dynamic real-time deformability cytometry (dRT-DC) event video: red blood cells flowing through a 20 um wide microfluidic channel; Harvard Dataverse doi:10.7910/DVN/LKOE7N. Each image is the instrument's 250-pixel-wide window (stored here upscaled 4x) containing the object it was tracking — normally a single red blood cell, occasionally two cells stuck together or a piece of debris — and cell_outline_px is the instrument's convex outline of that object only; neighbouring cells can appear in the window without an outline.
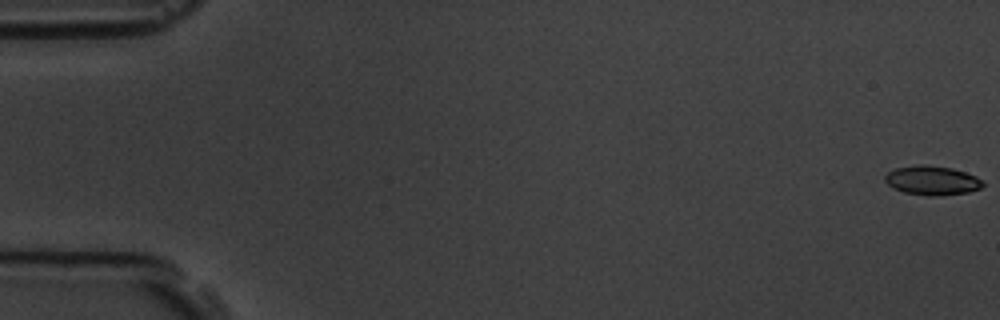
{"species": "common noctule bat (a hibernating species)", "species_latin": "Nyctalus noctula", "temperature_condition": "room temperature", "stored_images_in_passage": 8, "camera_frame_rate_fps": 3000, "um_per_image_px": 0.085, "animal": {"sex": "male", "body_mass_g": 19.5, "forearm_length_mm": 54.6}, "frame": {"image": 1, "passage_image": 1, "time_ms": 0.0, "image_size_px": [1000, 320], "cell_outline_px": [[984, 184], [980, 188], [968, 192], [936, 196], [928, 196], [904, 192], [892, 188], [884, 180], [884, 176], [888, 172], [896, 168], [916, 164], [920, 164], [952, 168], [976, 176]], "centroid_in_image_um": [79.19, 15.34], "position_along_channel_um": 5.8, "area_um2": 16.59}}
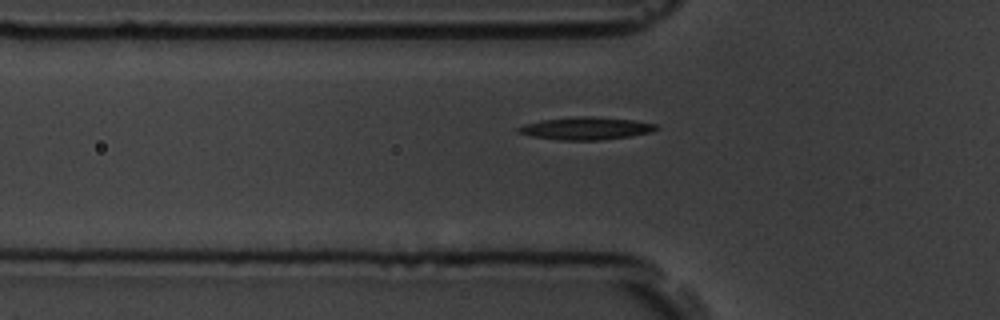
{"frame": {"image": 2, "passage_image": 7, "time_ms": 8.0, "image_size_px": [1000, 320], "cell_outline_px": [[660, 128], [652, 132], [628, 136], [600, 140], [560, 140], [532, 136], [516, 132], [516, 128], [524, 124], [540, 120], [572, 116], [592, 116], [636, 120], [656, 124]], "centroid_in_image_um": [49.79, 10.9], "position_along_channel_um": 76.0, "area_um2": 18.32}}
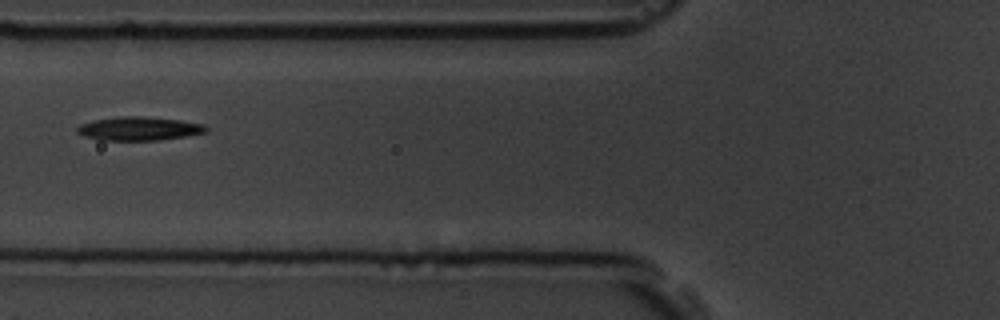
{"frame": {"image": 3, "passage_image": 8, "time_ms": 9.0, "image_size_px": [1000, 320], "cell_outline_px": [[208, 132], [160, 140], [100, 140], [84, 136], [76, 132], [76, 128], [80, 124], [92, 120], [120, 116], [144, 116], [180, 120], [204, 124], [208, 128]], "centroid_in_image_um": [11.8, 10.92], "position_along_channel_um": 114.0, "area_um2": 17.86}}